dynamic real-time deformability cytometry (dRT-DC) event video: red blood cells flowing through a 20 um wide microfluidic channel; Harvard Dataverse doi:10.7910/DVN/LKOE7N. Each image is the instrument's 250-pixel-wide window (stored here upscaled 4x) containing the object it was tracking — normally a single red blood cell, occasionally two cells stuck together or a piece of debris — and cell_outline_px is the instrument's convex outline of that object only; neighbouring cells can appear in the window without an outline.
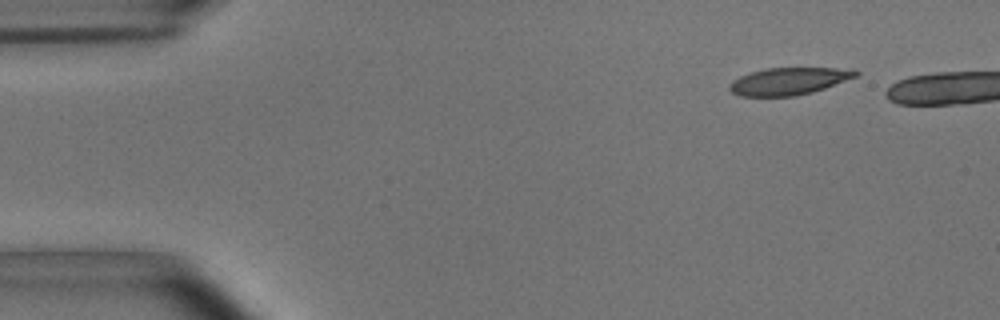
{"species": "common noctule bat (a hibernating species)", "species_latin": "Nyctalus noctula", "temperature_condition": "room temperature", "stored_images_in_passage": 2, "camera_frame_rate_fps": 3000, "um_per_image_px": 0.085, "animal": {"sex": "male", "body_mass_g": 15.6}, "frame": {"image": 1, "passage_image": 1, "time_ms": 0.0, "image_size_px": [1000, 320], "cell_outline_px": [[860, 72], [856, 76], [824, 88], [812, 92], [796, 96], [740, 96], [732, 92], [728, 88], [728, 84], [732, 80], [740, 76], [764, 68], [836, 68]], "centroid_in_image_um": [66.96, 6.91], "position_along_channel_um": 18.0, "area_um2": 19.77}}